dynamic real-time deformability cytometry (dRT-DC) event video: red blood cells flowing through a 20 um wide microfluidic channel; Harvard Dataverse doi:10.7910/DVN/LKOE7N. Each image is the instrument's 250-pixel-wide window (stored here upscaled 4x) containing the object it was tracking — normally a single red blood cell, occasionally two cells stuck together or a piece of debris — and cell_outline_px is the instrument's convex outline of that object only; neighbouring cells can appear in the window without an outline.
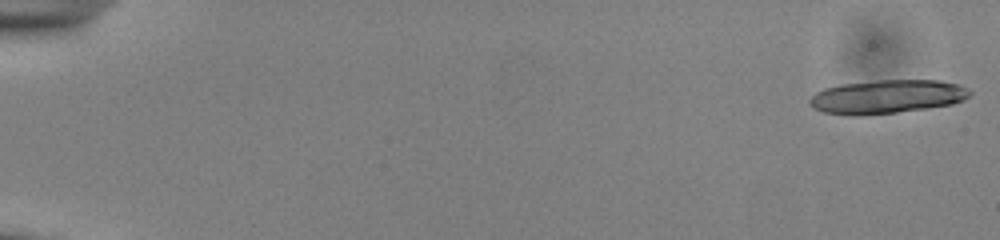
{"species": "common noctule bat (a hibernating species)", "species_latin": "Nyctalus noctula", "temperature_condition": "cold", "stored_images_in_passage": 20, "camera_frame_rate_fps": 3000, "um_per_image_px": 0.085, "animal": {"sex": "male", "body_mass_g": 13.0, "forearm_length_mm": 53.1}, "frame": {"image": 1, "passage_image": 1, "time_ms": 0.0, "image_size_px": [1000, 240], "cell_outline_px": [[972, 92], [964, 100], [952, 104], [928, 108], [864, 116], [848, 116], [824, 112], [816, 108], [808, 100], [816, 92], [824, 88], [840, 84], [876, 80], [940, 80], [960, 84], [968, 88]], "centroid_in_image_um": [75.42, 8.21], "position_along_channel_um": 9.6, "area_um2": 31.67}}